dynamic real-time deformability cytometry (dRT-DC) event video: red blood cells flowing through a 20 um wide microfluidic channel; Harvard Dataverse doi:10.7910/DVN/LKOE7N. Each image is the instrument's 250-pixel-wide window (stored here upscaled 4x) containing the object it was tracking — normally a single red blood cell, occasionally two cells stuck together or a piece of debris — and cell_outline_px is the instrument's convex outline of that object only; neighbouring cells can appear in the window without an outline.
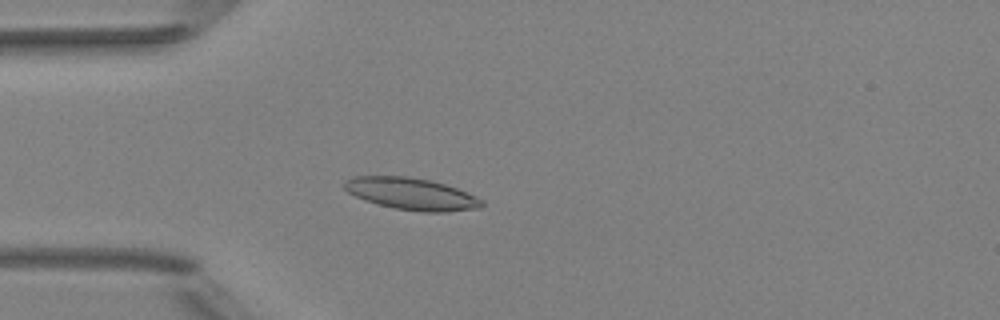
{"species": "Egyptian fruit bat (a non-hibernating species)", "species_latin": "Rousettus aegyptiacus", "temperature_condition": "room temperature", "stored_images_in_passage": 4, "camera_frame_rate_fps": 3000, "um_per_image_px": 0.085, "animal": {"sex": "female"}, "frame": {"image": 1, "passage_image": 4, "time_ms": 3.333, "image_size_px": [1000, 320], "cell_outline_px": [[484, 204], [480, 208], [448, 212], [424, 212], [396, 208], [364, 200], [348, 192], [344, 188], [344, 180], [356, 176], [408, 176], [428, 180], [444, 184], [468, 192], [484, 200]], "centroid_in_image_um": [35.0, 16.48], "position_along_channel_um": 50.0, "area_um2": 25.49}}